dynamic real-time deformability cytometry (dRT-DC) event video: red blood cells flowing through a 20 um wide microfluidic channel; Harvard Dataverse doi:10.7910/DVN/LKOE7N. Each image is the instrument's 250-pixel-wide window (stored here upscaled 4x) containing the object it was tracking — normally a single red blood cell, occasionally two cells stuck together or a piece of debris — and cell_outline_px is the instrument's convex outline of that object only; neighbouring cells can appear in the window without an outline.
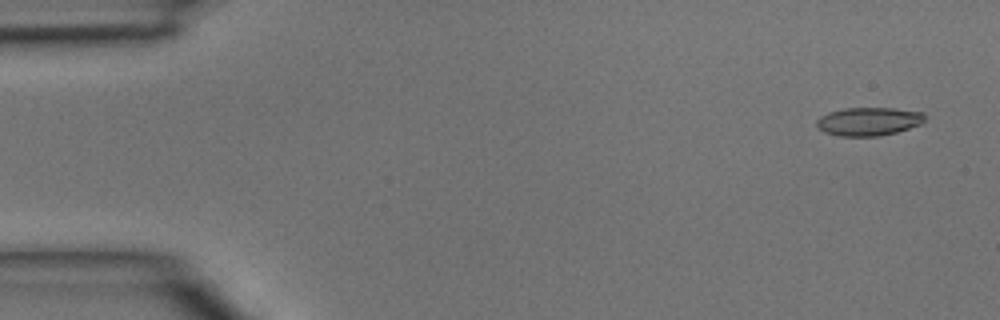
{"species": "common noctule bat (a hibernating species)", "species_latin": "Nyctalus noctula", "temperature_condition": "room temperature", "stored_images_in_passage": 3, "camera_frame_rate_fps": 3000, "um_per_image_px": 0.085, "animal": {"sex": "male", "body_mass_g": 15.6}, "frame": {"image": 1, "passage_image": 1, "time_ms": 0.0, "image_size_px": [1000, 320], "cell_outline_px": [[928, 116], [920, 124], [896, 132], [880, 136], [840, 136], [824, 132], [816, 124], [816, 120], [820, 116], [828, 112], [844, 108], [892, 108], [924, 112]], "centroid_in_image_um": [73.84, 10.31], "position_along_channel_um": 11.2, "area_um2": 17.92}}
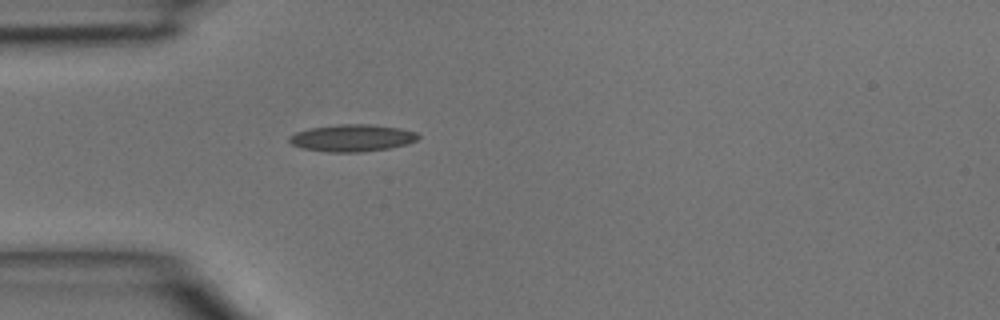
{"frame": {"image": 2, "passage_image": 3, "time_ms": 0.667, "image_size_px": [1000, 320], "cell_outline_px": [[420, 136], [416, 140], [408, 144], [388, 148], [360, 152], [324, 152], [304, 148], [292, 144], [288, 140], [288, 136], [296, 132], [308, 128], [340, 124], [368, 124], [400, 128], [416, 132]], "centroid_in_image_um": [29.92, 11.72], "position_along_channel_um": 55.1, "area_um2": 20.35}}